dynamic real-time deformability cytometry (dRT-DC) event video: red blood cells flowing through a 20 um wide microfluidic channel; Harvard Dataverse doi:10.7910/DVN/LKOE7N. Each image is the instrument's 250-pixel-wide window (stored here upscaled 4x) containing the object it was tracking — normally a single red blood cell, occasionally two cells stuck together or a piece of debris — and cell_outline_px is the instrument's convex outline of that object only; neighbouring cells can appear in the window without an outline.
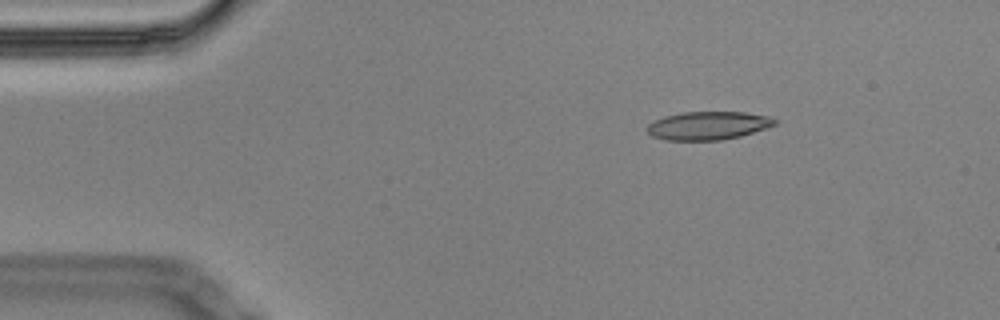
{"species": "Egyptian fruit bat (a non-hibernating species)", "species_latin": "Rousettus aegyptiacus", "temperature_condition": "cold", "stored_images_in_passage": 57, "camera_frame_rate_fps": 3000, "um_per_image_px": 0.085, "animal": {"sex": "male"}, "frame": {"image": 1, "passage_image": 8, "time_ms": 2.333, "image_size_px": [1000, 320], "cell_outline_px": [[776, 124], [768, 128], [740, 136], [720, 140], [664, 140], [652, 136], [648, 132], [648, 124], [664, 116], [684, 112], [744, 112], [768, 116], [776, 120]], "centroid_in_image_um": [60.2, 10.68], "position_along_channel_um": 24.8, "area_um2": 20.92}}
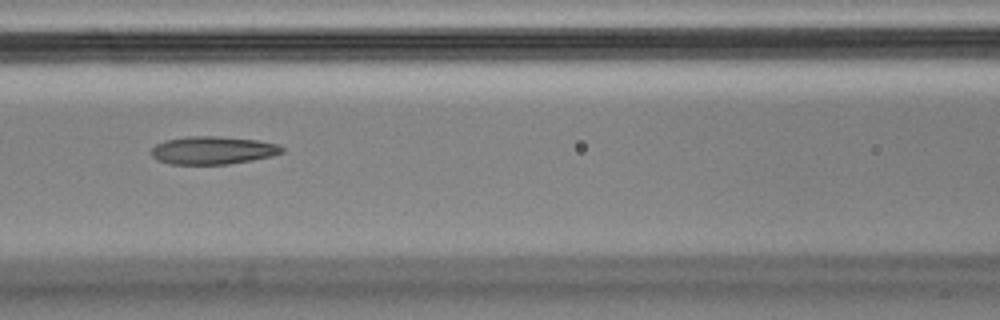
{"frame": {"image": 2, "passage_image": 24, "time_ms": 7.667, "image_size_px": [1000, 320], "cell_outline_px": [[284, 152], [272, 156], [252, 160], [228, 164], [168, 164], [156, 160], [152, 156], [152, 148], [156, 144], [164, 140], [188, 136], [220, 136], [256, 140], [276, 144], [284, 148]], "centroid_in_image_um": [18.07, 12.78], "position_along_channel_um": 148.5, "area_um2": 21.33}}
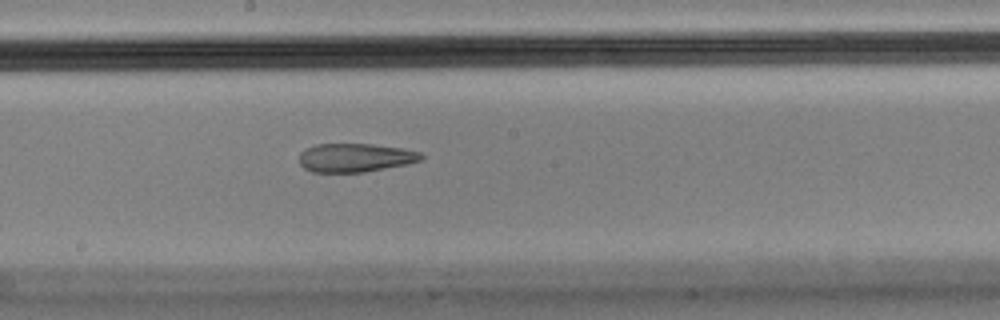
{"frame": {"image": 3, "passage_image": 30, "time_ms": 9.667, "image_size_px": [1000, 320], "cell_outline_px": [[424, 160], [408, 164], [364, 172], [312, 172], [304, 168], [300, 164], [300, 152], [316, 144], [372, 144], [400, 148], [420, 152], [424, 156]], "centroid_in_image_um": [30.22, 13.41], "position_along_channel_um": 218.0, "area_um2": 20.35}, "authors_computed_cell_mechanics": {"area_um2": 21.9062, "velocity_mm_per_s": 3.4859, "shape_relaxation_time_tau1_ms": null, "shape_relaxation_time_tau2_ms": 4.0145, "deformation_change_tau1": null, "deformation_change_tau2": 0.1261}}